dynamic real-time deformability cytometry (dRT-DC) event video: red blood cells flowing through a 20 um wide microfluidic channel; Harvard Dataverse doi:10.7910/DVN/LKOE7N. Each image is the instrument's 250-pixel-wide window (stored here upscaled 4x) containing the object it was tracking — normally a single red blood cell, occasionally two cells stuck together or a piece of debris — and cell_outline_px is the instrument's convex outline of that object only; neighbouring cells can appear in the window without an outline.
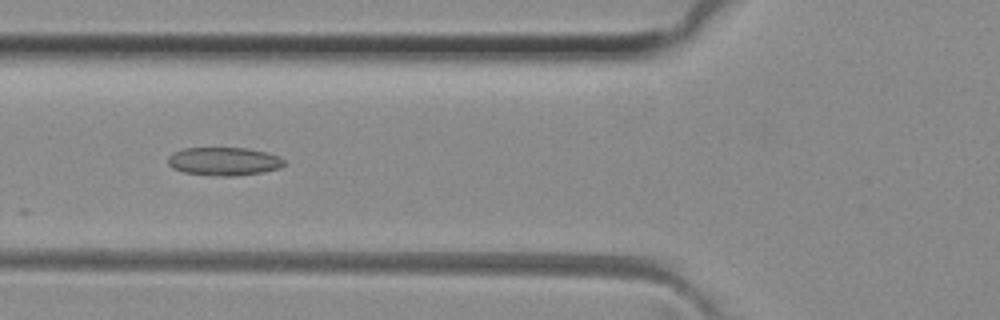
{"species": "common noctule bat (a hibernating species)", "species_latin": "Nyctalus noctula", "temperature_condition": "room temperature", "stored_images_in_passage": 51, "camera_frame_rate_fps": 3000, "um_per_image_px": 0.085, "animal": {"sex": "female", "body_mass_g": 29.2, "forearm_length_mm": 56.3}, "frame": {"image": 1, "passage_image": 19, "time_ms": 6.0, "image_size_px": [1000, 320], "cell_outline_px": [[284, 164], [280, 168], [264, 172], [236, 176], [220, 176], [184, 172], [172, 168], [168, 164], [168, 156], [172, 152], [184, 148], [244, 148], [268, 152], [280, 156], [284, 160]], "centroid_in_image_um": [19.04, 13.71], "position_along_channel_um": 106.8, "area_um2": 19.25}}
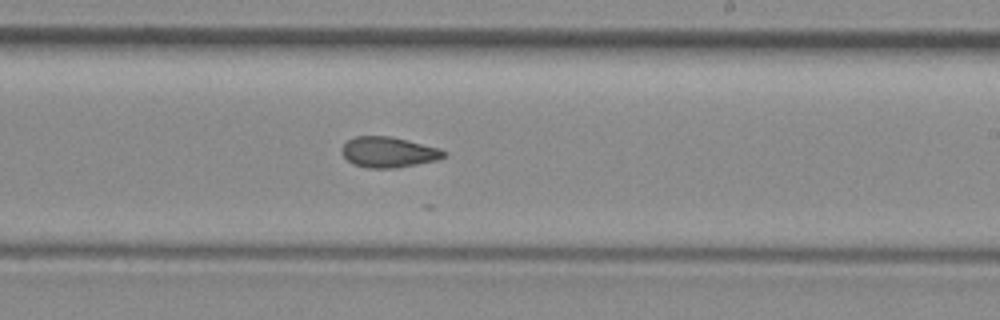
{"frame": {"image": 2, "passage_image": 30, "time_ms": 9.667, "image_size_px": [1000, 320], "cell_outline_px": [[448, 156], [436, 160], [396, 168], [368, 168], [352, 164], [344, 156], [340, 148], [348, 140], [356, 136], [392, 136], [440, 148], [448, 152]], "centroid_in_image_um": [33.05, 12.93], "position_along_channel_um": 256.0, "area_um2": 18.32}}
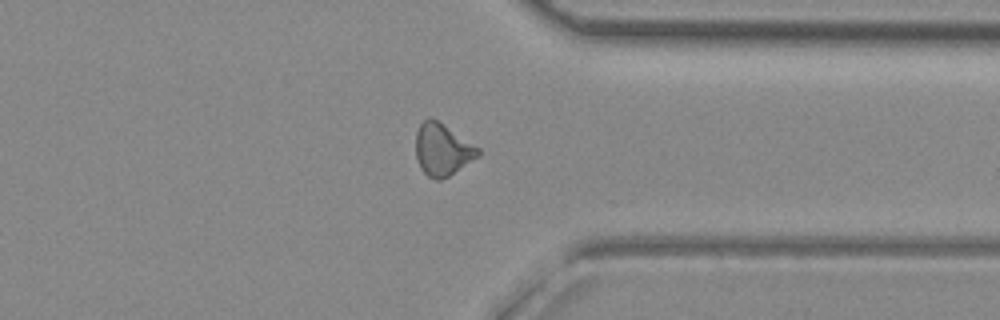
{"frame": {"image": 3, "passage_image": 39, "time_ms": 12.667, "image_size_px": [1000, 320], "cell_outline_px": [[480, 156], [448, 176], [440, 180], [436, 180], [428, 176], [420, 168], [416, 156], [416, 132], [420, 124], [428, 116], [432, 116], [480, 148]], "centroid_in_image_um": [37.6, 12.69], "position_along_channel_um": 373.8, "area_um2": 19.02}, "authors_computed_cell_mechanics": {"area_um2": 18.9006, "velocity_mm_per_s": 4.0835, "shape_relaxation_time_tau1_ms": null, "shape_relaxation_time_tau2_ms": 4.1618, "deformation_change_tau1": null, "deformation_change_tau2": 0.1026}}